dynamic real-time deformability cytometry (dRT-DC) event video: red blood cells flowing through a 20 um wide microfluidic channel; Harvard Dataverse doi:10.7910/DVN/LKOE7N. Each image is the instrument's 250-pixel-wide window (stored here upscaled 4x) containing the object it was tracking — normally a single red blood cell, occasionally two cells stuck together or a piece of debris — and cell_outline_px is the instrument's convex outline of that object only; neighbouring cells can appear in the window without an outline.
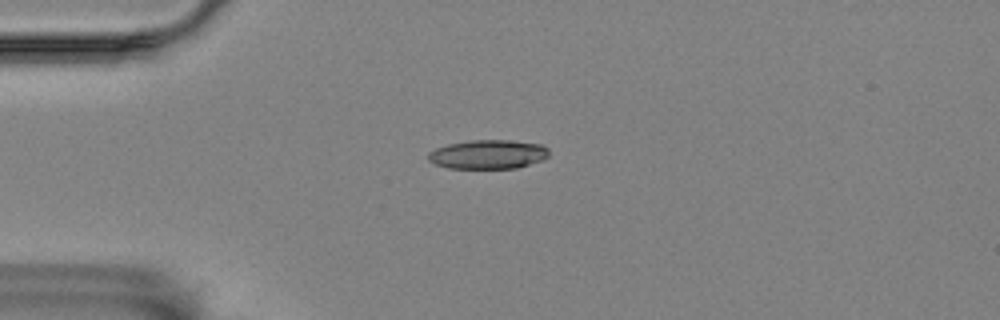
{"species": "Egyptian fruit bat (a non-hibernating species)", "species_latin": "Rousettus aegyptiacus", "temperature_condition": "room temperature", "stored_images_in_passage": 2, "camera_frame_rate_fps": 3000, "um_per_image_px": 0.085, "animal": {"sex": "female"}, "frame": {"image": 1, "passage_image": 1, "time_ms": 0.0, "image_size_px": [1000, 320], "cell_outline_px": [[548, 156], [544, 160], [516, 168], [448, 168], [436, 164], [428, 160], [428, 152], [436, 148], [448, 144], [472, 140], [512, 140], [544, 144], [548, 148]], "centroid_in_image_um": [41.52, 13.11], "position_along_channel_um": 43.5, "area_um2": 20.58}}